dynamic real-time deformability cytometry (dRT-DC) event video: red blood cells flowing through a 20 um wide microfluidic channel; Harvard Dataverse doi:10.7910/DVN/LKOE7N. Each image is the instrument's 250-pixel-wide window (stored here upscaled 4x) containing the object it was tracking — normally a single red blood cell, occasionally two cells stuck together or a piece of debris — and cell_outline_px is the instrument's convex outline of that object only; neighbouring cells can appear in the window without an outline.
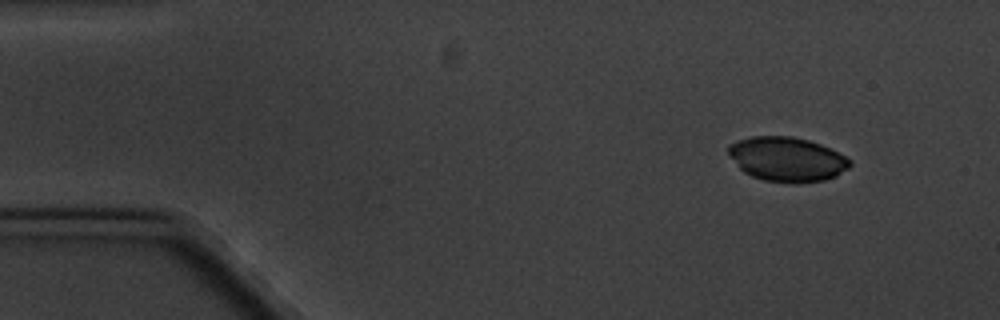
{"species": "common noctule bat (a hibernating species)", "species_latin": "Nyctalus noctula", "temperature_condition": "cold", "stored_images_in_passage": 4, "camera_frame_rate_fps": 3000, "um_per_image_px": 0.085, "animal": {"sex": "male", "body_mass_g": 20.1, "forearm_length_mm": 53.5}, "frame": {"image": 1, "passage_image": 1, "time_ms": 0.0, "image_size_px": [1000, 320], "cell_outline_px": [[852, 164], [848, 168], [836, 176], [824, 180], [764, 180], [752, 176], [744, 172], [728, 156], [728, 148], [732, 144], [740, 140], [752, 136], [792, 136], [808, 140], [820, 144], [852, 160]], "centroid_in_image_um": [66.88, 13.49], "position_along_channel_um": 18.1, "area_um2": 30.52}}